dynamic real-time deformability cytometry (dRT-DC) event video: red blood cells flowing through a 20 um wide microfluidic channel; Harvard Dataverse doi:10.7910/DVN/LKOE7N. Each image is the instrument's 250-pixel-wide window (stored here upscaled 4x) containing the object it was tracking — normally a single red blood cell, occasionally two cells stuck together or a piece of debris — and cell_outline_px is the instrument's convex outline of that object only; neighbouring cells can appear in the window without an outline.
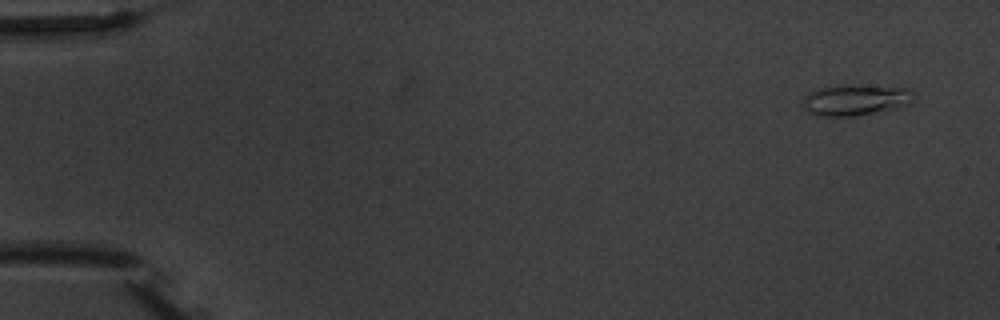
{"species": "common noctule bat (a hibernating species)", "species_latin": "Nyctalus noctula", "temperature_condition": "warm", "stored_images_in_passage": 5, "camera_frame_rate_fps": 3000, "um_per_image_px": 0.085, "animal": {"sex": "male", "body_mass_g": 20.1, "forearm_length_mm": 53.5}, "frame": {"image": 1, "passage_image": 1, "time_ms": 0.0, "image_size_px": [1000, 320], "cell_outline_px": [[916, 96], [908, 104], [900, 108], [852, 116], [820, 116], [808, 112], [804, 108], [804, 96], [820, 88], [908, 88]], "centroid_in_image_um": [72.74, 8.57], "position_along_channel_um": 12.3, "area_um2": 18.73}}
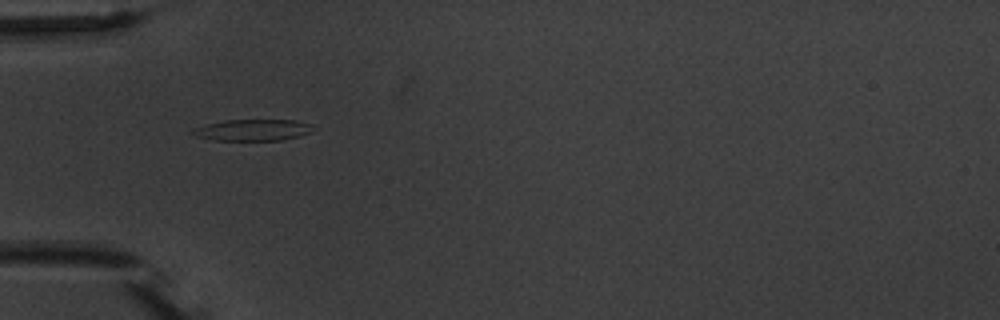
{"frame": {"image": 2, "passage_image": 4, "time_ms": 5.0, "image_size_px": [1000, 320], "cell_outline_px": [[312, 132], [300, 136], [280, 140], [216, 140], [196, 136], [192, 132], [192, 128], [204, 124], [224, 120], [296, 120], [312, 124]], "centroid_in_image_um": [21.49, 11.04], "position_along_channel_um": 63.5, "area_um2": 15.03}}
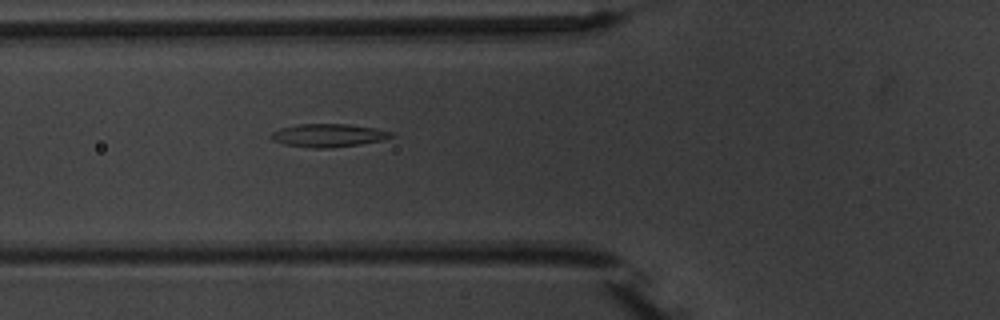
{"frame": {"image": 3, "passage_image": 5, "time_ms": 6.0, "image_size_px": [1000, 320], "cell_outline_px": [[392, 136], [384, 140], [360, 144], [328, 148], [312, 148], [284, 144], [272, 140], [268, 136], [272, 132], [280, 128], [300, 124], [348, 124], [376, 128], [392, 132]], "centroid_in_image_um": [27.88, 11.5], "position_along_channel_um": 97.9, "area_um2": 16.18}}